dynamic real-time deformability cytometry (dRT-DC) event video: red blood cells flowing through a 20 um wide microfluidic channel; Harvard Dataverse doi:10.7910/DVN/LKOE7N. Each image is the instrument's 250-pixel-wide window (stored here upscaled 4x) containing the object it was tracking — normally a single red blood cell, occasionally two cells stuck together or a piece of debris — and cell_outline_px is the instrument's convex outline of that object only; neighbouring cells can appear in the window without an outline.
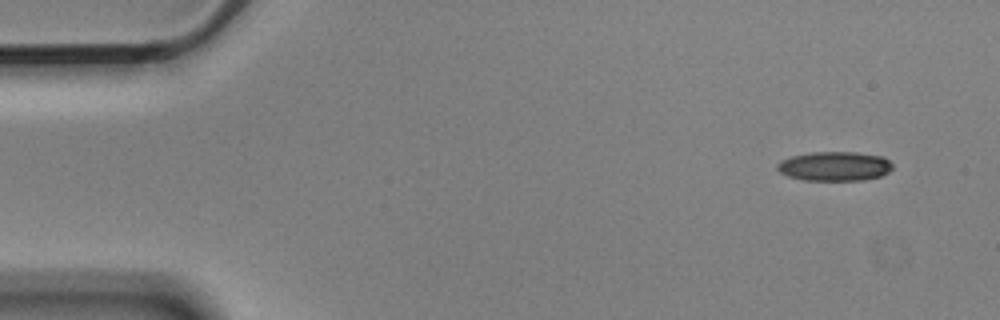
{"species": "Egyptian fruit bat (a non-hibernating species)", "species_latin": "Rousettus aegyptiacus", "temperature_condition": "cold", "stored_images_in_passage": 5, "camera_frame_rate_fps": 3000, "um_per_image_px": 0.085, "animal": {"sex": "male"}, "frame": {"image": 1, "passage_image": 1, "time_ms": 0.0, "image_size_px": [1000, 320], "cell_outline_px": [[892, 168], [888, 172], [880, 176], [864, 180], [804, 180], [788, 176], [780, 172], [776, 168], [776, 164], [780, 160], [792, 156], [812, 152], [856, 152], [884, 156], [892, 164]], "centroid_in_image_um": [70.93, 14.12], "position_along_channel_um": 14.1, "area_um2": 19.77}}
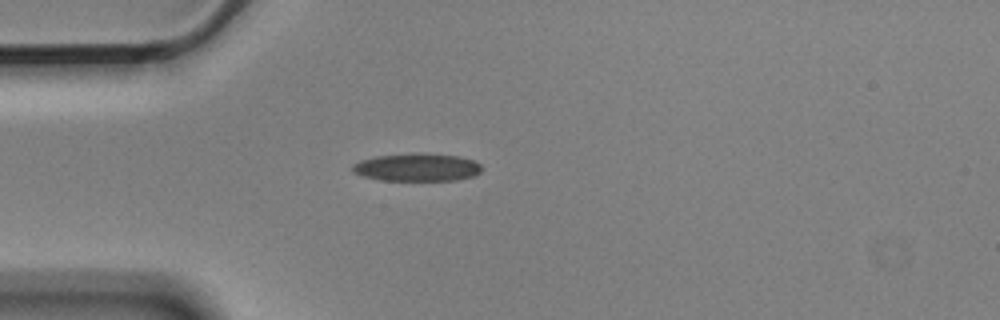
{"frame": {"image": 2, "passage_image": 4, "time_ms": 1.0, "image_size_px": [1000, 320], "cell_outline_px": [[480, 172], [476, 176], [456, 180], [380, 180], [364, 176], [352, 172], [352, 164], [360, 160], [376, 156], [460, 156], [476, 160], [480, 164]], "centroid_in_image_um": [35.46, 14.27], "position_along_channel_um": 49.5, "area_um2": 20.0}}